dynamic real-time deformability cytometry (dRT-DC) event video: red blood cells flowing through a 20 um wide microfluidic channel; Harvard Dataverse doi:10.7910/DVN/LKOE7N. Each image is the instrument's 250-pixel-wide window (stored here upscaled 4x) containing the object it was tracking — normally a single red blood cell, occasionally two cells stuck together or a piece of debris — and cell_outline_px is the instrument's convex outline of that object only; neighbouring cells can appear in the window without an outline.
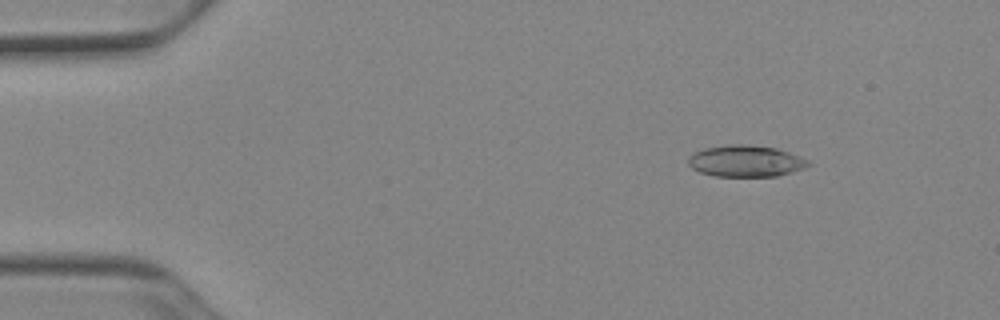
{"species": "Egyptian fruit bat (a non-hibernating species)", "species_latin": "Rousettus aegyptiacus", "temperature_condition": "cold", "stored_images_in_passage": 52, "camera_frame_rate_fps": 3000, "um_per_image_px": 0.085, "animal": {"sex": "female"}, "frame": {"image": 1, "passage_image": 7, "time_ms": 2.0, "image_size_px": [1000, 320], "cell_outline_px": [[812, 164], [804, 168], [776, 176], [716, 176], [700, 172], [692, 168], [688, 164], [688, 156], [704, 148], [732, 144], [744, 144], [776, 148], [800, 156], [808, 160]], "centroid_in_image_um": [63.38, 13.69], "position_along_channel_um": 21.6, "area_um2": 21.91}}
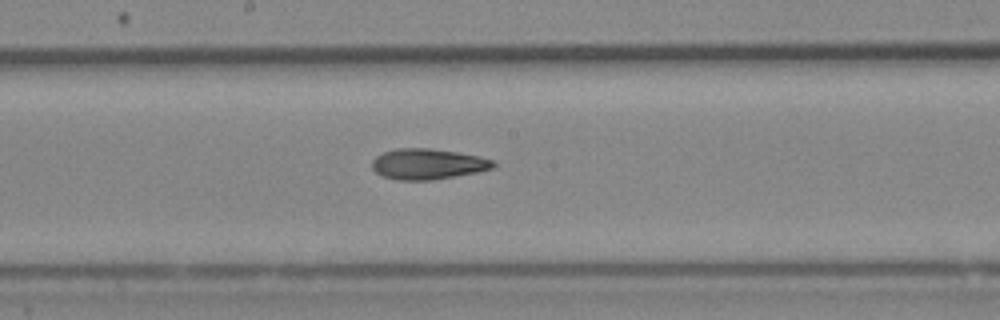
{"frame": {"image": 2, "passage_image": 28, "time_ms": 9.0, "image_size_px": [1000, 320], "cell_outline_px": [[496, 168], [456, 176], [432, 180], [396, 180], [380, 176], [372, 168], [372, 160], [376, 156], [384, 152], [396, 148], [428, 148], [456, 152], [480, 156], [496, 160]], "centroid_in_image_um": [36.38, 13.95], "position_along_channel_um": 211.8, "area_um2": 21.91}}
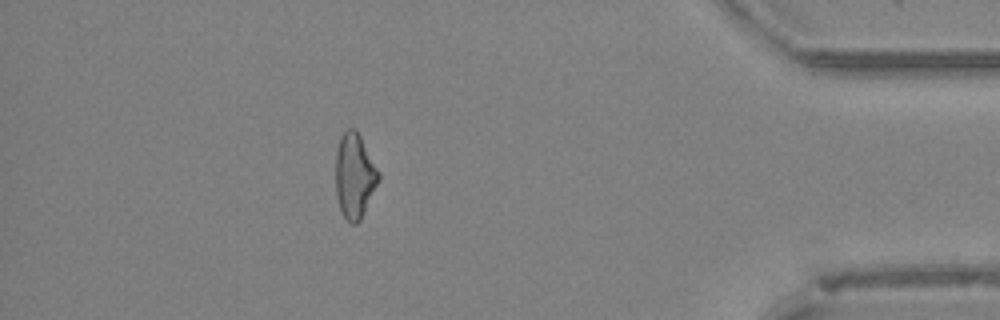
{"frame": {"image": 3, "passage_image": 46, "time_ms": 15.0, "image_size_px": [1000, 320], "cell_outline_px": [[380, 180], [360, 220], [356, 224], [352, 224], [344, 216], [340, 208], [336, 196], [336, 152], [340, 136], [348, 128], [352, 128], [360, 136], [380, 172]], "centroid_in_image_um": [30.14, 14.95], "position_along_channel_um": 405.1, "area_um2": 21.1}, "authors_computed_cell_mechanics": {"area_um2": 21.675, "velocity_mm_per_s": 3.9435, "shape_relaxation_time_tau1_ms": null, "shape_relaxation_time_tau2_ms": 4.7639, "deformation_change_tau1": null, "deformation_change_tau2": 0.1355}}